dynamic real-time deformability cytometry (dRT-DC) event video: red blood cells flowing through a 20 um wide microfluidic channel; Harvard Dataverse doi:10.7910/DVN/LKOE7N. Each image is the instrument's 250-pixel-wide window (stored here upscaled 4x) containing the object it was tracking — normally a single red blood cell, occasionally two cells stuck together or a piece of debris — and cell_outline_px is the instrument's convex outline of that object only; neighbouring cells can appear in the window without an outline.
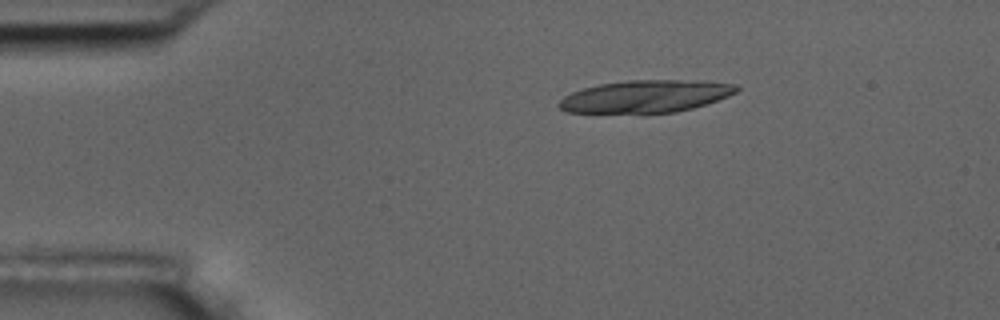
{"species": "common noctule bat (a hibernating species)", "species_latin": "Nyctalus noctula", "temperature_condition": "room temperature", "stored_images_in_passage": 47, "segment_of_instrument_passage": [1, 2], "camera_frame_rate_fps": 3000, "um_per_image_px": 0.085, "animal": {"sex": "male", "body_mass_g": 17.5, "forearm_length_mm": 52.3}, "frame": {"image": 1, "passage_image": 2, "time_ms": 0.333, "image_size_px": [1000, 320], "cell_outline_px": [[740, 88], [736, 92], [728, 96], [692, 108], [676, 112], [564, 112], [556, 104], [564, 96], [572, 92], [584, 88], [600, 84], [628, 80], [700, 80], [736, 84]], "centroid_in_image_um": [54.89, 8.17], "position_along_channel_um": 30.1, "area_um2": 33.18}}